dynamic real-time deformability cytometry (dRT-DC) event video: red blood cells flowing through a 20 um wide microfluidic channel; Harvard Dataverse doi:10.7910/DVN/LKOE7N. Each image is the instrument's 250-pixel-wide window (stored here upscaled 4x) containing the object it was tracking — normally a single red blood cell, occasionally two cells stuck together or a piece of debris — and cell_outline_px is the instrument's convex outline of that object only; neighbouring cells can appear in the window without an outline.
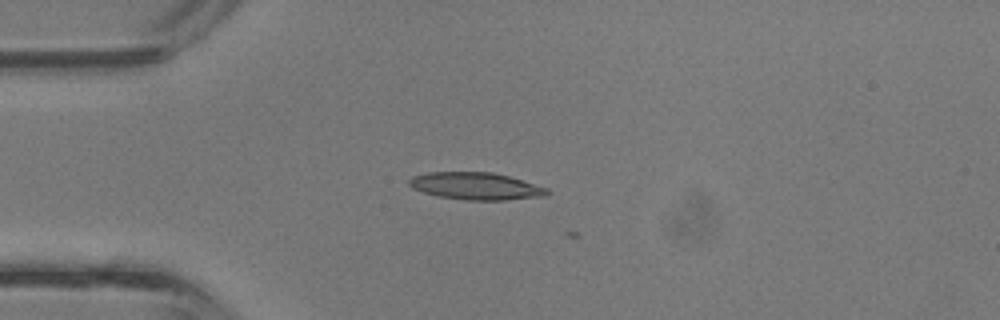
{"species": "common noctule bat (a hibernating species)", "species_latin": "Nyctalus noctula", "temperature_condition": "room temperature", "stored_images_in_passage": 6, "camera_frame_rate_fps": 3000, "um_per_image_px": 0.085, "animal": {"sex": "male", "body_mass_g": 13.3}, "frame": {"image": 1, "passage_image": 5, "time_ms": 1.333, "image_size_px": [1000, 320], "cell_outline_px": [[552, 192], [548, 196], [504, 200], [464, 200], [440, 196], [424, 192], [412, 188], [408, 184], [408, 180], [412, 176], [428, 172], [492, 172], [508, 176], [548, 188]], "centroid_in_image_um": [40.48, 15.82], "position_along_channel_um": 44.5, "area_um2": 21.96}}